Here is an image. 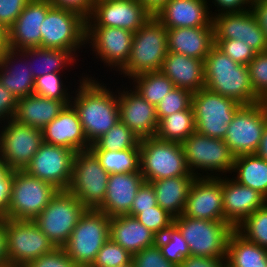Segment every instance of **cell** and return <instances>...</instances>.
Wrapping results in <instances>:
<instances>
[{"label":"cell","instance_id":"24","mask_svg":"<svg viewBox=\"0 0 267 267\" xmlns=\"http://www.w3.org/2000/svg\"><path fill=\"white\" fill-rule=\"evenodd\" d=\"M53 5L48 0H31L9 28V45L13 50L36 48L41 45L40 27Z\"/></svg>","mask_w":267,"mask_h":267},{"label":"cell","instance_id":"61","mask_svg":"<svg viewBox=\"0 0 267 267\" xmlns=\"http://www.w3.org/2000/svg\"><path fill=\"white\" fill-rule=\"evenodd\" d=\"M255 154L263 160L267 161V125L263 131L259 147Z\"/></svg>","mask_w":267,"mask_h":267},{"label":"cell","instance_id":"6","mask_svg":"<svg viewBox=\"0 0 267 267\" xmlns=\"http://www.w3.org/2000/svg\"><path fill=\"white\" fill-rule=\"evenodd\" d=\"M58 192L51 183L29 175L24 170H12L10 202L1 214L13 220H34Z\"/></svg>","mask_w":267,"mask_h":267},{"label":"cell","instance_id":"50","mask_svg":"<svg viewBox=\"0 0 267 267\" xmlns=\"http://www.w3.org/2000/svg\"><path fill=\"white\" fill-rule=\"evenodd\" d=\"M157 205L155 191L149 182H144L138 189V192L133 200L129 216L134 217L142 210L151 209Z\"/></svg>","mask_w":267,"mask_h":267},{"label":"cell","instance_id":"37","mask_svg":"<svg viewBox=\"0 0 267 267\" xmlns=\"http://www.w3.org/2000/svg\"><path fill=\"white\" fill-rule=\"evenodd\" d=\"M195 132L194 110L178 111L159 121L156 137L161 140L182 143Z\"/></svg>","mask_w":267,"mask_h":267},{"label":"cell","instance_id":"9","mask_svg":"<svg viewBox=\"0 0 267 267\" xmlns=\"http://www.w3.org/2000/svg\"><path fill=\"white\" fill-rule=\"evenodd\" d=\"M86 208L68 190H58L33 220L55 247H64Z\"/></svg>","mask_w":267,"mask_h":267},{"label":"cell","instance_id":"12","mask_svg":"<svg viewBox=\"0 0 267 267\" xmlns=\"http://www.w3.org/2000/svg\"><path fill=\"white\" fill-rule=\"evenodd\" d=\"M109 173L100 165L90 150L76 152L68 191L77 197L86 209H98L105 200Z\"/></svg>","mask_w":267,"mask_h":267},{"label":"cell","instance_id":"52","mask_svg":"<svg viewBox=\"0 0 267 267\" xmlns=\"http://www.w3.org/2000/svg\"><path fill=\"white\" fill-rule=\"evenodd\" d=\"M12 187V170L0 157V216L7 209L10 202Z\"/></svg>","mask_w":267,"mask_h":267},{"label":"cell","instance_id":"15","mask_svg":"<svg viewBox=\"0 0 267 267\" xmlns=\"http://www.w3.org/2000/svg\"><path fill=\"white\" fill-rule=\"evenodd\" d=\"M43 143L41 129L13 119L0 124V157L10 170H24Z\"/></svg>","mask_w":267,"mask_h":267},{"label":"cell","instance_id":"26","mask_svg":"<svg viewBox=\"0 0 267 267\" xmlns=\"http://www.w3.org/2000/svg\"><path fill=\"white\" fill-rule=\"evenodd\" d=\"M145 182L140 171L109 174L105 200L97 209L110 218L128 215L138 189Z\"/></svg>","mask_w":267,"mask_h":267},{"label":"cell","instance_id":"49","mask_svg":"<svg viewBox=\"0 0 267 267\" xmlns=\"http://www.w3.org/2000/svg\"><path fill=\"white\" fill-rule=\"evenodd\" d=\"M26 267H79L63 247H56L52 252L34 259Z\"/></svg>","mask_w":267,"mask_h":267},{"label":"cell","instance_id":"31","mask_svg":"<svg viewBox=\"0 0 267 267\" xmlns=\"http://www.w3.org/2000/svg\"><path fill=\"white\" fill-rule=\"evenodd\" d=\"M65 106L62 101L32 94L17 99L13 120L42 130L59 115Z\"/></svg>","mask_w":267,"mask_h":267},{"label":"cell","instance_id":"19","mask_svg":"<svg viewBox=\"0 0 267 267\" xmlns=\"http://www.w3.org/2000/svg\"><path fill=\"white\" fill-rule=\"evenodd\" d=\"M214 40L235 39L246 43L254 52L267 51L265 33L252 10L213 15Z\"/></svg>","mask_w":267,"mask_h":267},{"label":"cell","instance_id":"32","mask_svg":"<svg viewBox=\"0 0 267 267\" xmlns=\"http://www.w3.org/2000/svg\"><path fill=\"white\" fill-rule=\"evenodd\" d=\"M197 177L177 176L149 182L156 195L157 204L173 217L183 214L190 188Z\"/></svg>","mask_w":267,"mask_h":267},{"label":"cell","instance_id":"11","mask_svg":"<svg viewBox=\"0 0 267 267\" xmlns=\"http://www.w3.org/2000/svg\"><path fill=\"white\" fill-rule=\"evenodd\" d=\"M242 106L236 100L202 88L192 94L195 131L218 139H224L229 123Z\"/></svg>","mask_w":267,"mask_h":267},{"label":"cell","instance_id":"60","mask_svg":"<svg viewBox=\"0 0 267 267\" xmlns=\"http://www.w3.org/2000/svg\"><path fill=\"white\" fill-rule=\"evenodd\" d=\"M144 5L153 15L170 0H137Z\"/></svg>","mask_w":267,"mask_h":267},{"label":"cell","instance_id":"53","mask_svg":"<svg viewBox=\"0 0 267 267\" xmlns=\"http://www.w3.org/2000/svg\"><path fill=\"white\" fill-rule=\"evenodd\" d=\"M53 6L71 10L86 20L92 13L95 0H48Z\"/></svg>","mask_w":267,"mask_h":267},{"label":"cell","instance_id":"3","mask_svg":"<svg viewBox=\"0 0 267 267\" xmlns=\"http://www.w3.org/2000/svg\"><path fill=\"white\" fill-rule=\"evenodd\" d=\"M167 52V29L153 16L134 33L129 59L118 75L130 80L139 74L160 71Z\"/></svg>","mask_w":267,"mask_h":267},{"label":"cell","instance_id":"47","mask_svg":"<svg viewBox=\"0 0 267 267\" xmlns=\"http://www.w3.org/2000/svg\"><path fill=\"white\" fill-rule=\"evenodd\" d=\"M214 44L221 52L240 65H248L256 54L245 42L240 40H214Z\"/></svg>","mask_w":267,"mask_h":267},{"label":"cell","instance_id":"2","mask_svg":"<svg viewBox=\"0 0 267 267\" xmlns=\"http://www.w3.org/2000/svg\"><path fill=\"white\" fill-rule=\"evenodd\" d=\"M205 88L242 105L259 102L254 92L247 65H240L215 45L204 60Z\"/></svg>","mask_w":267,"mask_h":267},{"label":"cell","instance_id":"42","mask_svg":"<svg viewBox=\"0 0 267 267\" xmlns=\"http://www.w3.org/2000/svg\"><path fill=\"white\" fill-rule=\"evenodd\" d=\"M245 239L267 248V203L234 228Z\"/></svg>","mask_w":267,"mask_h":267},{"label":"cell","instance_id":"43","mask_svg":"<svg viewBox=\"0 0 267 267\" xmlns=\"http://www.w3.org/2000/svg\"><path fill=\"white\" fill-rule=\"evenodd\" d=\"M132 257L133 255L109 238L90 267H121L131 263Z\"/></svg>","mask_w":267,"mask_h":267},{"label":"cell","instance_id":"38","mask_svg":"<svg viewBox=\"0 0 267 267\" xmlns=\"http://www.w3.org/2000/svg\"><path fill=\"white\" fill-rule=\"evenodd\" d=\"M99 159L100 165L109 174L140 171V148L126 150H91Z\"/></svg>","mask_w":267,"mask_h":267},{"label":"cell","instance_id":"14","mask_svg":"<svg viewBox=\"0 0 267 267\" xmlns=\"http://www.w3.org/2000/svg\"><path fill=\"white\" fill-rule=\"evenodd\" d=\"M266 125L267 114L259 102L242 105L229 123L223 140L234 157L255 154Z\"/></svg>","mask_w":267,"mask_h":267},{"label":"cell","instance_id":"25","mask_svg":"<svg viewBox=\"0 0 267 267\" xmlns=\"http://www.w3.org/2000/svg\"><path fill=\"white\" fill-rule=\"evenodd\" d=\"M42 132L43 142L66 147L75 152L88 150L91 146L84 134L78 113L71 104L65 106Z\"/></svg>","mask_w":267,"mask_h":267},{"label":"cell","instance_id":"63","mask_svg":"<svg viewBox=\"0 0 267 267\" xmlns=\"http://www.w3.org/2000/svg\"><path fill=\"white\" fill-rule=\"evenodd\" d=\"M121 267H134V264H133V262H131V263L124 265V266H121Z\"/></svg>","mask_w":267,"mask_h":267},{"label":"cell","instance_id":"8","mask_svg":"<svg viewBox=\"0 0 267 267\" xmlns=\"http://www.w3.org/2000/svg\"><path fill=\"white\" fill-rule=\"evenodd\" d=\"M188 244L191 256L226 259L227 243L234 228L225 221L189 218L183 214L174 217Z\"/></svg>","mask_w":267,"mask_h":267},{"label":"cell","instance_id":"28","mask_svg":"<svg viewBox=\"0 0 267 267\" xmlns=\"http://www.w3.org/2000/svg\"><path fill=\"white\" fill-rule=\"evenodd\" d=\"M214 45L213 23L209 27L167 29L169 52L204 61Z\"/></svg>","mask_w":267,"mask_h":267},{"label":"cell","instance_id":"46","mask_svg":"<svg viewBox=\"0 0 267 267\" xmlns=\"http://www.w3.org/2000/svg\"><path fill=\"white\" fill-rule=\"evenodd\" d=\"M247 66L252 88L260 98L267 92V51L256 53Z\"/></svg>","mask_w":267,"mask_h":267},{"label":"cell","instance_id":"56","mask_svg":"<svg viewBox=\"0 0 267 267\" xmlns=\"http://www.w3.org/2000/svg\"><path fill=\"white\" fill-rule=\"evenodd\" d=\"M226 259L188 256L178 267H226Z\"/></svg>","mask_w":267,"mask_h":267},{"label":"cell","instance_id":"30","mask_svg":"<svg viewBox=\"0 0 267 267\" xmlns=\"http://www.w3.org/2000/svg\"><path fill=\"white\" fill-rule=\"evenodd\" d=\"M110 238L131 255L157 243V236L135 217L120 215L110 218Z\"/></svg>","mask_w":267,"mask_h":267},{"label":"cell","instance_id":"36","mask_svg":"<svg viewBox=\"0 0 267 267\" xmlns=\"http://www.w3.org/2000/svg\"><path fill=\"white\" fill-rule=\"evenodd\" d=\"M132 83H131V82ZM130 86L155 107L175 86L161 71L139 74L129 80Z\"/></svg>","mask_w":267,"mask_h":267},{"label":"cell","instance_id":"17","mask_svg":"<svg viewBox=\"0 0 267 267\" xmlns=\"http://www.w3.org/2000/svg\"><path fill=\"white\" fill-rule=\"evenodd\" d=\"M154 15L137 0H95L86 27H113L138 31Z\"/></svg>","mask_w":267,"mask_h":267},{"label":"cell","instance_id":"20","mask_svg":"<svg viewBox=\"0 0 267 267\" xmlns=\"http://www.w3.org/2000/svg\"><path fill=\"white\" fill-rule=\"evenodd\" d=\"M125 84L122 89L118 86L120 120L140 139L156 136L159 121L155 106Z\"/></svg>","mask_w":267,"mask_h":267},{"label":"cell","instance_id":"39","mask_svg":"<svg viewBox=\"0 0 267 267\" xmlns=\"http://www.w3.org/2000/svg\"><path fill=\"white\" fill-rule=\"evenodd\" d=\"M140 148V138L135 135L121 120L99 138L90 150H126Z\"/></svg>","mask_w":267,"mask_h":267},{"label":"cell","instance_id":"34","mask_svg":"<svg viewBox=\"0 0 267 267\" xmlns=\"http://www.w3.org/2000/svg\"><path fill=\"white\" fill-rule=\"evenodd\" d=\"M226 264L228 267H267V248L245 239L234 229L228 238Z\"/></svg>","mask_w":267,"mask_h":267},{"label":"cell","instance_id":"1","mask_svg":"<svg viewBox=\"0 0 267 267\" xmlns=\"http://www.w3.org/2000/svg\"><path fill=\"white\" fill-rule=\"evenodd\" d=\"M87 74L78 76L79 85L74 86L70 104L78 113L87 141L93 145L120 120L118 88L113 92L101 79Z\"/></svg>","mask_w":267,"mask_h":267},{"label":"cell","instance_id":"10","mask_svg":"<svg viewBox=\"0 0 267 267\" xmlns=\"http://www.w3.org/2000/svg\"><path fill=\"white\" fill-rule=\"evenodd\" d=\"M41 45L43 48L71 50L77 56L86 47V19L71 10L52 6L42 22ZM79 51V52H78ZM78 53V54H77Z\"/></svg>","mask_w":267,"mask_h":267},{"label":"cell","instance_id":"21","mask_svg":"<svg viewBox=\"0 0 267 267\" xmlns=\"http://www.w3.org/2000/svg\"><path fill=\"white\" fill-rule=\"evenodd\" d=\"M184 216L224 221L222 177H197L186 200Z\"/></svg>","mask_w":267,"mask_h":267},{"label":"cell","instance_id":"18","mask_svg":"<svg viewBox=\"0 0 267 267\" xmlns=\"http://www.w3.org/2000/svg\"><path fill=\"white\" fill-rule=\"evenodd\" d=\"M133 35L122 28L86 27V45L105 68L118 73L129 59Z\"/></svg>","mask_w":267,"mask_h":267},{"label":"cell","instance_id":"55","mask_svg":"<svg viewBox=\"0 0 267 267\" xmlns=\"http://www.w3.org/2000/svg\"><path fill=\"white\" fill-rule=\"evenodd\" d=\"M16 106L17 99L0 82V124L13 119Z\"/></svg>","mask_w":267,"mask_h":267},{"label":"cell","instance_id":"22","mask_svg":"<svg viewBox=\"0 0 267 267\" xmlns=\"http://www.w3.org/2000/svg\"><path fill=\"white\" fill-rule=\"evenodd\" d=\"M222 177L224 221L233 228L267 203L258 191L236 182L230 175Z\"/></svg>","mask_w":267,"mask_h":267},{"label":"cell","instance_id":"51","mask_svg":"<svg viewBox=\"0 0 267 267\" xmlns=\"http://www.w3.org/2000/svg\"><path fill=\"white\" fill-rule=\"evenodd\" d=\"M31 0H0V23L8 29Z\"/></svg>","mask_w":267,"mask_h":267},{"label":"cell","instance_id":"54","mask_svg":"<svg viewBox=\"0 0 267 267\" xmlns=\"http://www.w3.org/2000/svg\"><path fill=\"white\" fill-rule=\"evenodd\" d=\"M208 2H210V9H212V6L216 7L215 12L211 13L213 16L221 13L243 12L249 10L251 9L253 0H208Z\"/></svg>","mask_w":267,"mask_h":267},{"label":"cell","instance_id":"27","mask_svg":"<svg viewBox=\"0 0 267 267\" xmlns=\"http://www.w3.org/2000/svg\"><path fill=\"white\" fill-rule=\"evenodd\" d=\"M21 50L8 49L0 55V82L16 99L34 94V76Z\"/></svg>","mask_w":267,"mask_h":267},{"label":"cell","instance_id":"58","mask_svg":"<svg viewBox=\"0 0 267 267\" xmlns=\"http://www.w3.org/2000/svg\"><path fill=\"white\" fill-rule=\"evenodd\" d=\"M9 266L7 254L6 218L0 216V267Z\"/></svg>","mask_w":267,"mask_h":267},{"label":"cell","instance_id":"41","mask_svg":"<svg viewBox=\"0 0 267 267\" xmlns=\"http://www.w3.org/2000/svg\"><path fill=\"white\" fill-rule=\"evenodd\" d=\"M157 244L163 257L177 267L186 257L191 256L186 240L174 223L164 235L157 238Z\"/></svg>","mask_w":267,"mask_h":267},{"label":"cell","instance_id":"4","mask_svg":"<svg viewBox=\"0 0 267 267\" xmlns=\"http://www.w3.org/2000/svg\"><path fill=\"white\" fill-rule=\"evenodd\" d=\"M181 145L187 166L196 177L217 178L227 176V173L231 175L235 157L223 139L195 131Z\"/></svg>","mask_w":267,"mask_h":267},{"label":"cell","instance_id":"29","mask_svg":"<svg viewBox=\"0 0 267 267\" xmlns=\"http://www.w3.org/2000/svg\"><path fill=\"white\" fill-rule=\"evenodd\" d=\"M160 71L175 87L186 89L192 94L205 88L203 60L168 51Z\"/></svg>","mask_w":267,"mask_h":267},{"label":"cell","instance_id":"7","mask_svg":"<svg viewBox=\"0 0 267 267\" xmlns=\"http://www.w3.org/2000/svg\"><path fill=\"white\" fill-rule=\"evenodd\" d=\"M110 217L97 209H86L64 245L79 267H90L97 253L110 238Z\"/></svg>","mask_w":267,"mask_h":267},{"label":"cell","instance_id":"40","mask_svg":"<svg viewBox=\"0 0 267 267\" xmlns=\"http://www.w3.org/2000/svg\"><path fill=\"white\" fill-rule=\"evenodd\" d=\"M64 74L65 73H49L35 78L34 94L62 101L66 106L70 105L74 90L72 91V87L66 85V83L69 82L66 81V76ZM63 75L64 81L62 79ZM70 89L71 92L69 91Z\"/></svg>","mask_w":267,"mask_h":267},{"label":"cell","instance_id":"13","mask_svg":"<svg viewBox=\"0 0 267 267\" xmlns=\"http://www.w3.org/2000/svg\"><path fill=\"white\" fill-rule=\"evenodd\" d=\"M6 237L10 266L26 267L56 248L33 220L6 218Z\"/></svg>","mask_w":267,"mask_h":267},{"label":"cell","instance_id":"33","mask_svg":"<svg viewBox=\"0 0 267 267\" xmlns=\"http://www.w3.org/2000/svg\"><path fill=\"white\" fill-rule=\"evenodd\" d=\"M21 51L28 58L29 72L34 78L49 73H64L67 67L72 68L77 60L79 62L78 56L71 50L36 47Z\"/></svg>","mask_w":267,"mask_h":267},{"label":"cell","instance_id":"45","mask_svg":"<svg viewBox=\"0 0 267 267\" xmlns=\"http://www.w3.org/2000/svg\"><path fill=\"white\" fill-rule=\"evenodd\" d=\"M134 217L157 237L164 235L174 220V217L158 204L151 209L142 210V212L136 214Z\"/></svg>","mask_w":267,"mask_h":267},{"label":"cell","instance_id":"59","mask_svg":"<svg viewBox=\"0 0 267 267\" xmlns=\"http://www.w3.org/2000/svg\"><path fill=\"white\" fill-rule=\"evenodd\" d=\"M9 48V29L0 23V55Z\"/></svg>","mask_w":267,"mask_h":267},{"label":"cell","instance_id":"5","mask_svg":"<svg viewBox=\"0 0 267 267\" xmlns=\"http://www.w3.org/2000/svg\"><path fill=\"white\" fill-rule=\"evenodd\" d=\"M140 173L145 182L192 174L181 143L156 136L140 139Z\"/></svg>","mask_w":267,"mask_h":267},{"label":"cell","instance_id":"35","mask_svg":"<svg viewBox=\"0 0 267 267\" xmlns=\"http://www.w3.org/2000/svg\"><path fill=\"white\" fill-rule=\"evenodd\" d=\"M230 176L236 182L258 191L267 199V161L256 154L235 157Z\"/></svg>","mask_w":267,"mask_h":267},{"label":"cell","instance_id":"48","mask_svg":"<svg viewBox=\"0 0 267 267\" xmlns=\"http://www.w3.org/2000/svg\"><path fill=\"white\" fill-rule=\"evenodd\" d=\"M132 262L134 267H177L163 257L157 243L133 255Z\"/></svg>","mask_w":267,"mask_h":267},{"label":"cell","instance_id":"62","mask_svg":"<svg viewBox=\"0 0 267 267\" xmlns=\"http://www.w3.org/2000/svg\"><path fill=\"white\" fill-rule=\"evenodd\" d=\"M259 103L262 106V109L264 110V112L267 114V92L263 96L260 97Z\"/></svg>","mask_w":267,"mask_h":267},{"label":"cell","instance_id":"44","mask_svg":"<svg viewBox=\"0 0 267 267\" xmlns=\"http://www.w3.org/2000/svg\"><path fill=\"white\" fill-rule=\"evenodd\" d=\"M192 106V93L186 89L175 87L165 95L155 107L158 121L178 111L188 110Z\"/></svg>","mask_w":267,"mask_h":267},{"label":"cell","instance_id":"57","mask_svg":"<svg viewBox=\"0 0 267 267\" xmlns=\"http://www.w3.org/2000/svg\"><path fill=\"white\" fill-rule=\"evenodd\" d=\"M251 10L267 39V0H253Z\"/></svg>","mask_w":267,"mask_h":267},{"label":"cell","instance_id":"16","mask_svg":"<svg viewBox=\"0 0 267 267\" xmlns=\"http://www.w3.org/2000/svg\"><path fill=\"white\" fill-rule=\"evenodd\" d=\"M75 155L71 149L43 142L24 171L51 183L58 190H68Z\"/></svg>","mask_w":267,"mask_h":267},{"label":"cell","instance_id":"23","mask_svg":"<svg viewBox=\"0 0 267 267\" xmlns=\"http://www.w3.org/2000/svg\"><path fill=\"white\" fill-rule=\"evenodd\" d=\"M212 12L208 0H170L154 17L166 29L209 27L213 20Z\"/></svg>","mask_w":267,"mask_h":267}]
</instances>
